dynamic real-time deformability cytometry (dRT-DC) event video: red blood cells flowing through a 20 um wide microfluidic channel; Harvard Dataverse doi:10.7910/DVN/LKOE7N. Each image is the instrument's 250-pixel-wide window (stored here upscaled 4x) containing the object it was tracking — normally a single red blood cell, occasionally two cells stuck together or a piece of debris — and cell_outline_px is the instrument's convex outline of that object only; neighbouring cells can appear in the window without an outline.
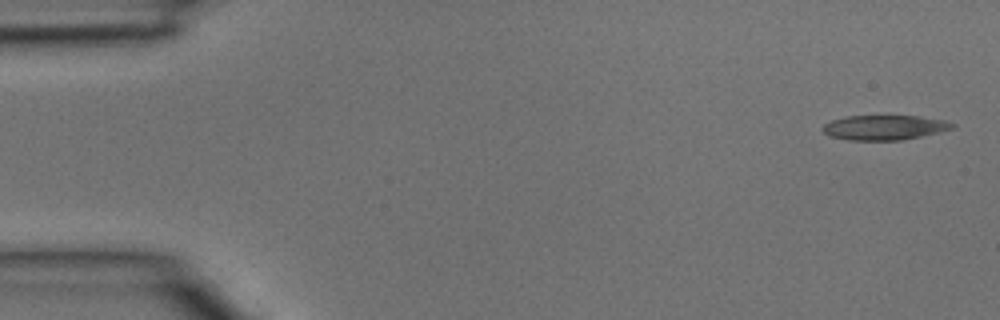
{"species": "common noctule bat (a hibernating species)", "species_latin": "Nyctalus noctula", "temperature_condition": "room temperature", "stored_images_in_passage": 38, "camera_frame_rate_fps": 3000, "um_per_image_px": 0.085, "animal": {"sex": "male", "body_mass_g": 15.6}, "frame": {"image": 1, "passage_image": 1, "time_ms": 0.0, "image_size_px": [1000, 320], "cell_outline_px": [[956, 128], [940, 132], [900, 140], [848, 140], [832, 136], [824, 132], [820, 128], [824, 124], [832, 120], [848, 116], [920, 116], [944, 120], [956, 124]], "centroid_in_image_um": [75.21, 10.83], "position_along_channel_um": 9.8, "area_um2": 18.67}}
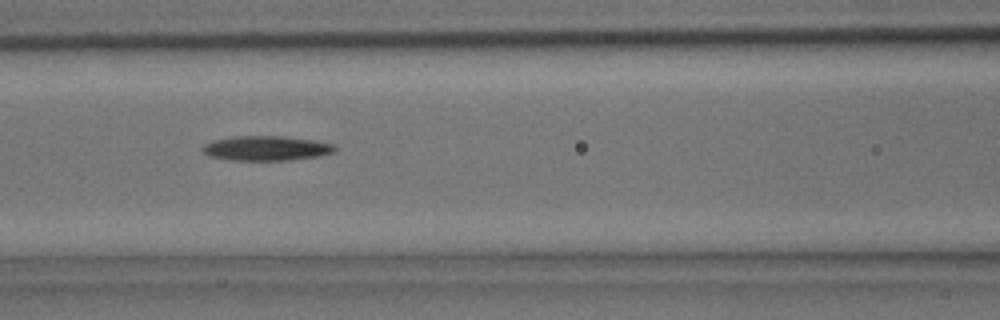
{"frame": {"image": 2, "passage_image": 16, "time_ms": 5.0, "image_size_px": [1000, 320], "cell_outline_px": [[336, 148], [332, 152], [320, 156], [288, 160], [232, 160], [208, 156], [200, 148], [204, 144], [212, 140], [232, 136], [284, 136], [316, 140], [336, 144]], "centroid_in_image_um": [22.63, 12.59], "position_along_channel_um": 144.0, "area_um2": 19.25}}
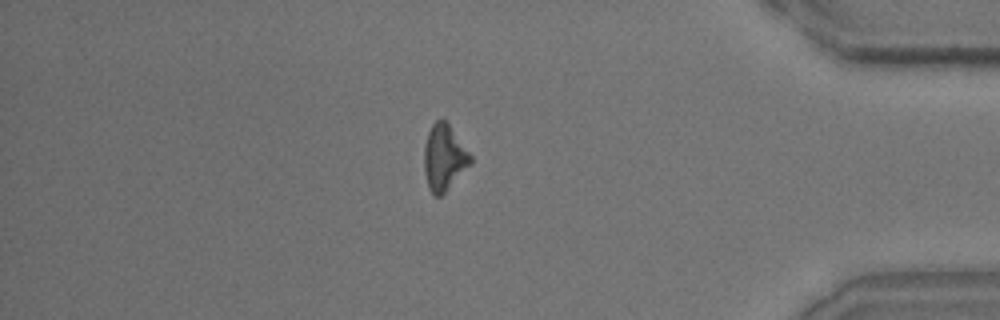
{"frame": {"image": 3, "passage_image": 33, "time_ms": 10.667, "image_size_px": [1000, 320], "cell_outline_px": [[472, 164], [440, 196], [436, 196], [428, 188], [424, 168], [424, 144], [428, 132], [432, 124], [436, 120], [448, 120], [472, 156]], "centroid_in_image_um": [37.76, 13.35], "position_along_channel_um": 397.4, "area_um2": 17.98}}